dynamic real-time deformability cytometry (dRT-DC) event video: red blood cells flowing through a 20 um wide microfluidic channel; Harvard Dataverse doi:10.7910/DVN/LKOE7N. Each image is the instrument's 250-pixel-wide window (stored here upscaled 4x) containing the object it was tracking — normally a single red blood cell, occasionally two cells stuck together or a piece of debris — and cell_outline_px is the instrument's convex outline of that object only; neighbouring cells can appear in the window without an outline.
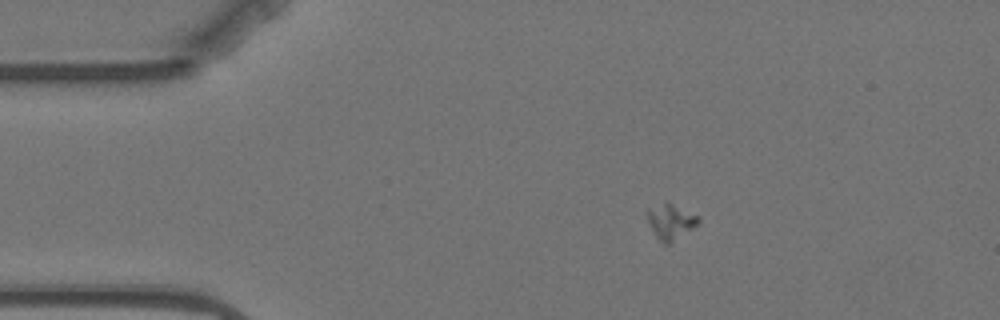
{"species": "Egyptian fruit bat (a non-hibernating species)", "species_latin": "Rousettus aegyptiacus", "temperature_condition": "warm", "stored_images_in_passage": 3, "camera_frame_rate_fps": 3000, "um_per_image_px": 0.085, "animal": {"sex": "female"}, "frame": {"image": 1, "passage_image": 1, "time_ms": 0.0, "image_size_px": [1000, 320], "cell_outline_px": [[700, 220], [692, 228], [668, 244], [664, 244], [656, 236], [648, 220], [648, 212], [664, 200], [700, 216]], "centroid_in_image_um": [57.04, 18.82], "position_along_channel_um": 28.0, "area_um2": 10.06}}